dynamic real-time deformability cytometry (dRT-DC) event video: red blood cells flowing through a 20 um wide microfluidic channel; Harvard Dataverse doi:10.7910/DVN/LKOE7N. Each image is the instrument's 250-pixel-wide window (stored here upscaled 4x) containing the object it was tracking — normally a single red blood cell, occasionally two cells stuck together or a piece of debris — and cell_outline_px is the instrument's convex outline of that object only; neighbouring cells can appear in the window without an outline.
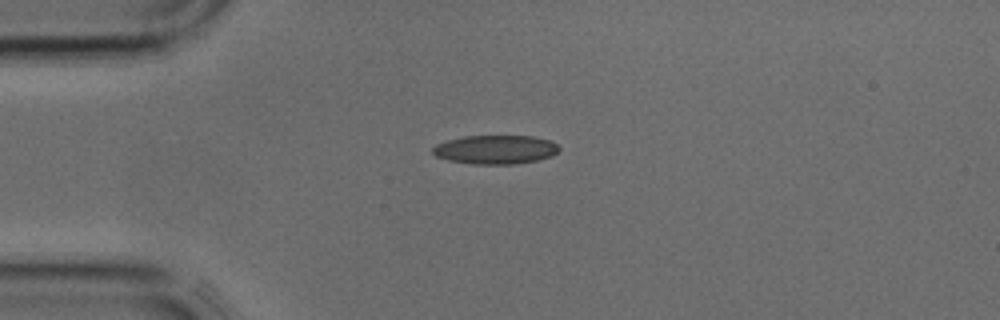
{"species": "common noctule bat (a hibernating species)", "species_latin": "Nyctalus noctula", "temperature_condition": "cold", "stored_images_in_passage": 1, "camera_frame_rate_fps": 3000, "um_per_image_px": 0.085, "animal": {"sex": "male", "body_mass_g": 17.9, "forearm_length_mm": 54.2}, "frame": {"image": 1, "passage_image": 1, "time_ms": 0.0, "image_size_px": [1000, 320], "cell_outline_px": [[560, 148], [552, 156], [536, 160], [512, 164], [472, 164], [448, 160], [436, 156], [432, 152], [432, 148], [436, 144], [448, 140], [464, 136], [532, 136], [552, 140]], "centroid_in_image_um": [42.11, 12.71], "position_along_channel_um": 42.9, "area_um2": 21.21}}